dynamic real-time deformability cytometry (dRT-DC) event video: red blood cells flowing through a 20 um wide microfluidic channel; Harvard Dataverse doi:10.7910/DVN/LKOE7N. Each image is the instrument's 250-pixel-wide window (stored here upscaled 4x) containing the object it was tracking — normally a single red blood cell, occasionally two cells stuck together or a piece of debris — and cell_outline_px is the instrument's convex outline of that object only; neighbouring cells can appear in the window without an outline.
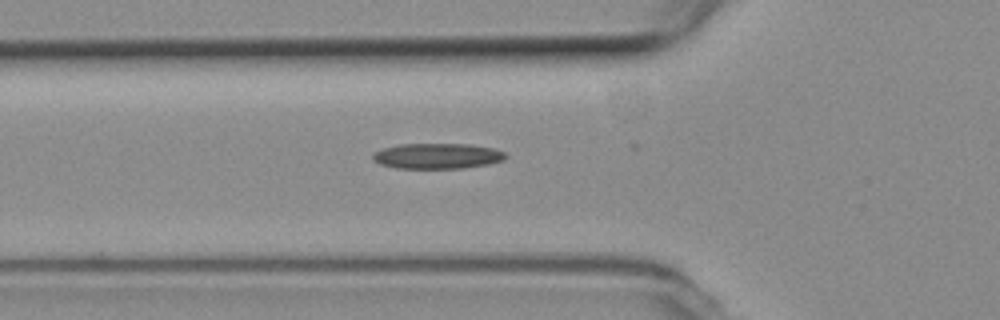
{"species": "common noctule bat (a hibernating species)", "species_latin": "Nyctalus noctula", "temperature_condition": "room temperature", "stored_images_in_passage": 30, "camera_frame_rate_fps": 3000, "um_per_image_px": 0.085, "animal": {"sex": "female", "body_mass_g": 19.3, "forearm_length_mm": 54.1}, "frame": {"image": 1, "passage_image": 2, "time_ms": 0.333, "image_size_px": [1000, 320], "cell_outline_px": [[508, 156], [504, 160], [488, 164], [464, 168], [396, 168], [380, 164], [372, 160], [372, 152], [384, 148], [400, 144], [472, 144], [496, 148], [504, 152]], "centroid_in_image_um": [37.19, 13.25], "position_along_channel_um": 88.6, "area_um2": 19.94}}
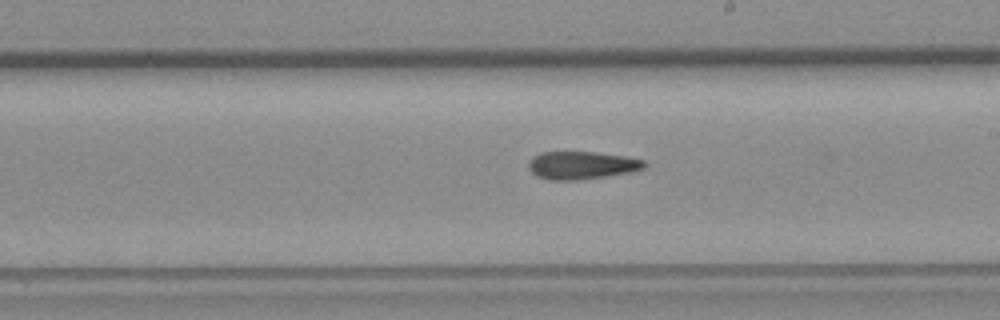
{"frame": {"image": 2, "passage_image": 14, "time_ms": 4.333, "image_size_px": [1000, 320], "cell_outline_px": [[648, 164], [644, 168], [632, 172], [608, 176], [576, 180], [548, 180], [536, 176], [528, 168], [528, 164], [532, 156], [540, 152], [592, 152], [624, 156], [644, 160]], "centroid_in_image_um": [49.43, 14.05], "position_along_channel_um": 239.6, "area_um2": 18.9}}
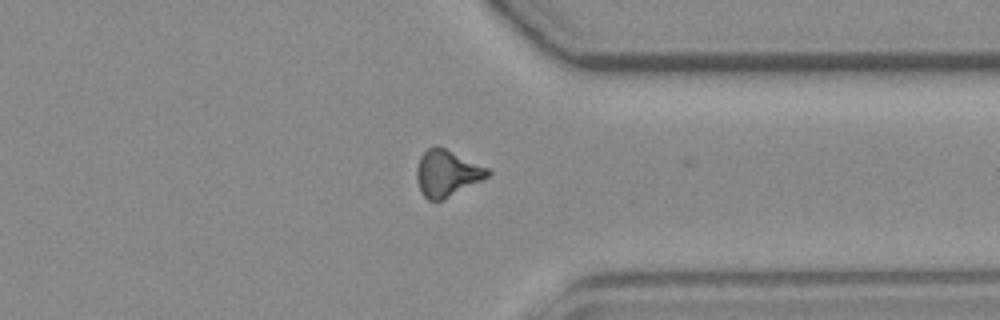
{"frame": {"image": 3, "passage_image": 25, "time_ms": 8.0, "image_size_px": [1000, 320], "cell_outline_px": [[492, 172], [488, 176], [440, 200], [428, 200], [420, 192], [416, 180], [416, 168], [420, 156], [428, 148], [436, 144], [488, 168]], "centroid_in_image_um": [37.93, 14.69], "position_along_channel_um": 373.5, "area_um2": 18.84}}